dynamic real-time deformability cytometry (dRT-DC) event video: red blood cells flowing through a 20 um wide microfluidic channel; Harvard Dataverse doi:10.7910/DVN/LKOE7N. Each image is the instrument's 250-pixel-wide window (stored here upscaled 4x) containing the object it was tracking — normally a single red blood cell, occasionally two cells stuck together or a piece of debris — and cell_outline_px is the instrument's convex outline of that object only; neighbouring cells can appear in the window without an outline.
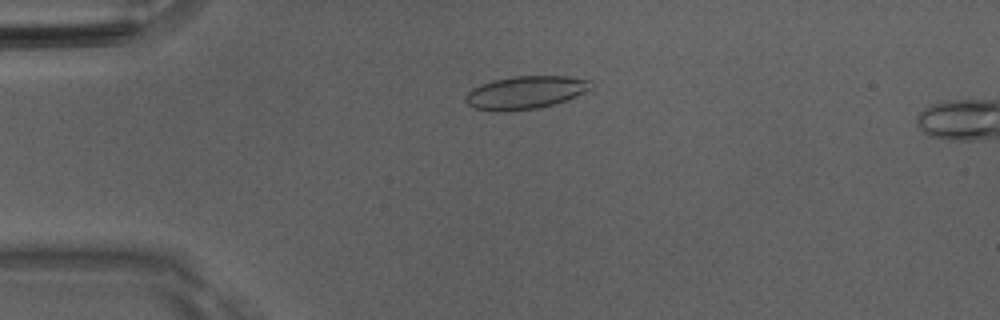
{"species": "Egyptian fruit bat (a non-hibernating species)", "species_latin": "Rousettus aegyptiacus", "temperature_condition": "room temperature", "stored_images_in_passage": 14, "camera_frame_rate_fps": 3000, "um_per_image_px": 0.085, "animal": {"sex": "male"}, "frame": {"image": 1, "passage_image": 12, "time_ms": 3.667, "image_size_px": [1000, 320], "cell_outline_px": [[592, 88], [576, 96], [540, 108], [504, 112], [496, 112], [476, 108], [468, 104], [464, 100], [464, 96], [472, 88], [480, 84], [492, 80], [512, 76], [568, 76], [592, 80]], "centroid_in_image_um": [44.63, 7.86], "position_along_channel_um": 40.4, "area_um2": 24.28}}